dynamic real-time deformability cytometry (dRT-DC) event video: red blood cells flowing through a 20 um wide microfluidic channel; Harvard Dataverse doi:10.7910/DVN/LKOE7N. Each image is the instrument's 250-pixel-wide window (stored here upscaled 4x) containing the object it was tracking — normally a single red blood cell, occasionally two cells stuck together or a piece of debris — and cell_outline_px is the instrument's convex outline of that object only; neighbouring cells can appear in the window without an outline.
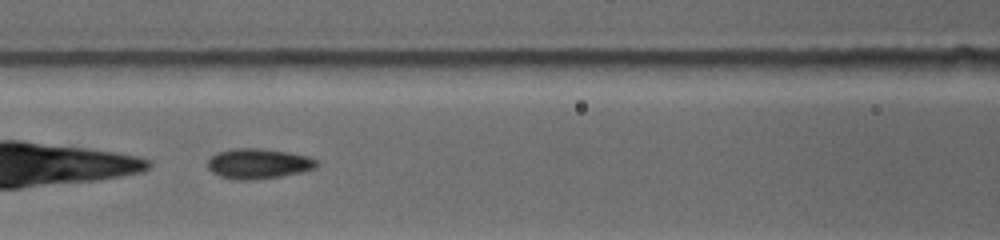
{"species": "common noctule bat (a hibernating species)", "species_latin": "Nyctalus noctula", "temperature_condition": "warm", "stored_images_in_passage": 23, "camera_frame_rate_fps": 4500, "um_per_image_px": 0.085, "animal": {"sex": "female", "body_mass_g": 19.0, "forearm_length_mm": 53.3}, "frame": {"image": 1, "passage_image": 7, "time_ms": 2.889, "image_size_px": [1000, 240], "cell_outline_px": [[320, 164], [316, 168], [304, 172], [256, 180], [236, 180], [220, 176], [212, 172], [208, 168], [208, 160], [216, 152], [232, 148], [260, 148], [288, 152], [308, 156], [316, 160]], "centroid_in_image_um": [21.98, 13.91], "position_along_channel_um": 144.6, "area_um2": 19.42}}
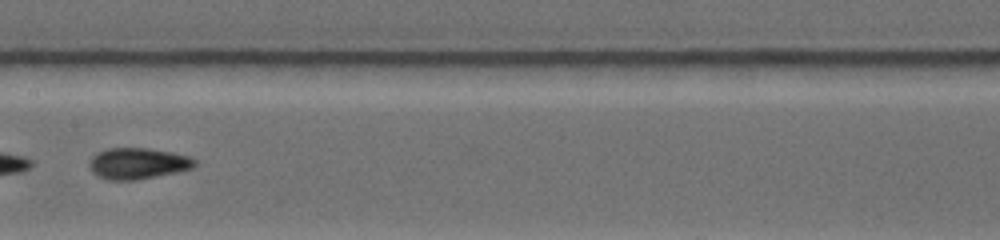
{"frame": {"image": 2, "passage_image": 10, "time_ms": 4.222, "image_size_px": [1000, 240], "cell_outline_px": [[196, 164], [192, 168], [180, 172], [136, 180], [108, 180], [92, 172], [88, 168], [88, 160], [96, 152], [108, 148], [148, 148], [172, 152], [188, 156], [196, 160]], "centroid_in_image_um": [11.69, 13.89], "position_along_channel_um": 195.7, "area_um2": 19.42}}
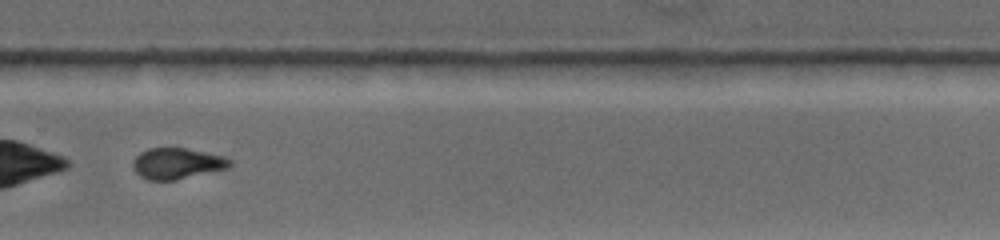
{"frame": {"image": 3, "passage_image": 17, "time_ms": 7.333, "image_size_px": [1000, 240], "cell_outline_px": [[232, 164], [228, 168], [176, 180], [148, 180], [140, 176], [132, 168], [132, 160], [140, 152], [148, 148], [184, 148], [224, 156], [232, 160]], "centroid_in_image_um": [15.03, 13.9], "position_along_channel_um": 314.8, "area_um2": 17.57}, "authors_computed_cell_mechanics": {"area_um2": 18.5538, "velocity_mm_per_s": 3.8334, "shape_relaxation_time_tau1_ms": 3.522, "shape_relaxation_time_tau2_ms": 4.2621, "deformation_change_tau1": 0.1343, "deformation_change_tau2": 0.096}}